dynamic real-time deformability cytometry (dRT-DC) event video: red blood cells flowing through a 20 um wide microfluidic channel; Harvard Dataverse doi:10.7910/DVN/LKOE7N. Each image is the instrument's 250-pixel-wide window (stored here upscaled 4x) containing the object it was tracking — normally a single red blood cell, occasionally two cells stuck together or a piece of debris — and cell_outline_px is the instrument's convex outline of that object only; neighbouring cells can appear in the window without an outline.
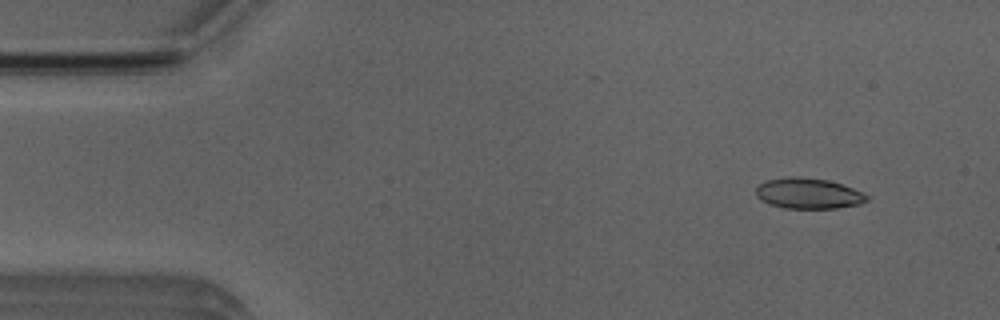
{"species": "Egyptian fruit bat (a non-hibernating species)", "species_latin": "Rousettus aegyptiacus", "temperature_condition": "room temperature", "stored_images_in_passage": 53, "camera_frame_rate_fps": 3000, "um_per_image_px": 0.085, "animal": {"sex": "male"}, "frame": {"image": 1, "passage_image": 5, "time_ms": 1.333, "image_size_px": [1000, 320], "cell_outline_px": [[868, 200], [860, 204], [836, 208], [784, 208], [768, 204], [760, 200], [756, 196], [756, 188], [764, 180], [788, 176], [796, 176], [828, 180], [864, 192], [868, 196]], "centroid_in_image_um": [68.68, 16.44], "position_along_channel_um": 16.3, "area_um2": 19.94}}
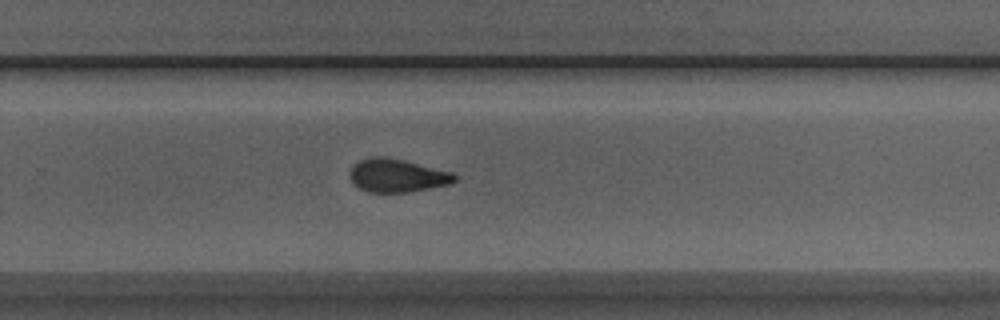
{"frame": {"image": 2, "passage_image": 34, "time_ms": 11.0, "image_size_px": [1000, 320], "cell_outline_px": [[456, 180], [452, 184], [408, 192], [368, 192], [360, 188], [352, 180], [352, 164], [368, 156], [384, 156], [404, 160], [452, 172], [456, 176]], "centroid_in_image_um": [33.78, 14.91], "position_along_channel_um": 296.0, "area_um2": 20.17}}
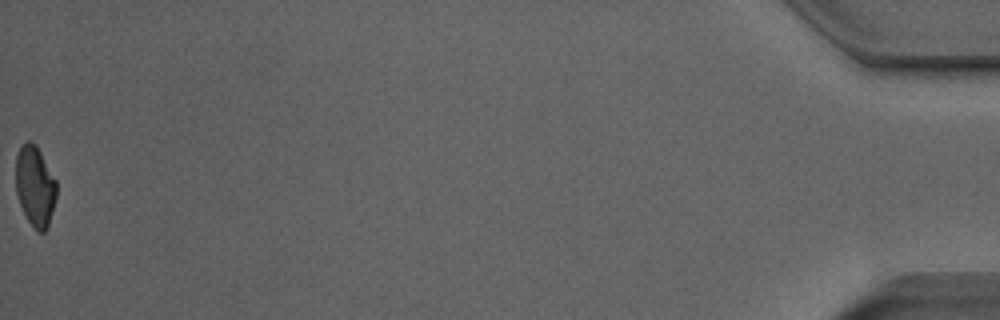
{"frame": {"image": 3, "passage_image": 53, "time_ms": 17.333, "image_size_px": [1000, 320], "cell_outline_px": [[56, 196], [48, 228], [44, 232], [36, 232], [28, 220], [20, 204], [16, 192], [16, 156], [20, 148], [28, 140], [36, 144], [56, 180]], "centroid_in_image_um": [2.98, 15.84], "position_along_channel_um": 432.2, "area_um2": 19.02}, "authors_computed_cell_mechanics": {"area_um2": 20.519, "velocity_mm_per_s": 3.8676, "shape_relaxation_time_tau1_ms": 5.6777, "shape_relaxation_time_tau2_ms": 2.441, "deformation_change_tau1": 0.1543, "deformation_change_tau2": 0.0914}}